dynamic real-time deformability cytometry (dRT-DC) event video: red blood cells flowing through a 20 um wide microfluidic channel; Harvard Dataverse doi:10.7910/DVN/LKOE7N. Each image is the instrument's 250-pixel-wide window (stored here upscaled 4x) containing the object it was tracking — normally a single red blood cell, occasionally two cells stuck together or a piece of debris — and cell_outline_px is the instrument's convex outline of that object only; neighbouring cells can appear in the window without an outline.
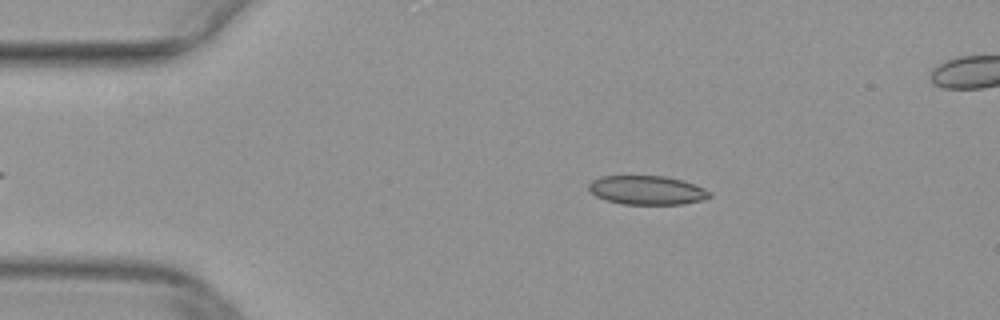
{"species": "common noctule bat (a hibernating species)", "species_latin": "Nyctalus noctula", "temperature_condition": "warm", "stored_images_in_passage": 34, "camera_frame_rate_fps": 3000, "um_per_image_px": 0.085, "animal": {"sex": "female", "body_mass_g": 29.2, "forearm_length_mm": 56.3}, "frame": {"image": 1, "passage_image": 1, "time_ms": 0.0, "image_size_px": [1000, 320], "cell_outline_px": [[712, 196], [704, 200], [684, 204], [624, 204], [608, 200], [596, 196], [588, 188], [588, 184], [592, 180], [600, 176], [664, 176], [696, 184], [712, 192]], "centroid_in_image_um": [55.04, 16.16], "position_along_channel_um": 30.0, "area_um2": 20.4}}
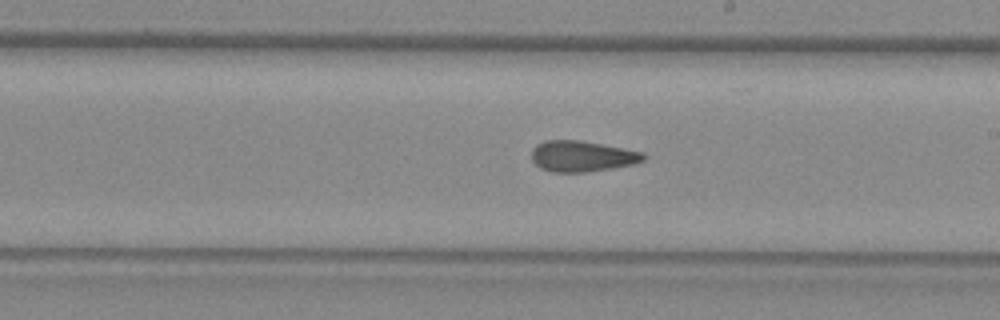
{"frame": {"image": 2, "passage_image": 20, "time_ms": 6.333, "image_size_px": [1000, 320], "cell_outline_px": [[644, 160], [632, 164], [584, 172], [552, 172], [540, 168], [532, 160], [532, 148], [536, 144], [544, 140], [580, 140], [644, 152]], "centroid_in_image_um": [49.42, 13.27], "position_along_channel_um": 239.6, "area_um2": 19.94}}
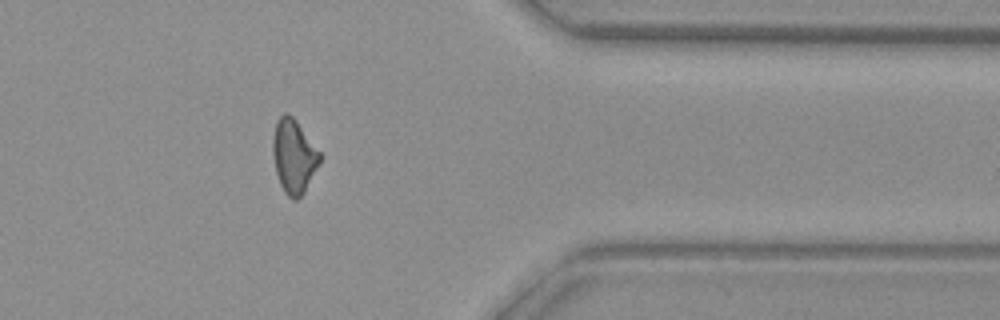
{"frame": {"image": 3, "passage_image": 32, "time_ms": 10.333, "image_size_px": [1000, 320], "cell_outline_px": [[320, 164], [304, 192], [296, 200], [292, 200], [284, 192], [280, 184], [276, 172], [272, 156], [272, 136], [276, 120], [284, 112], [288, 112], [296, 120], [320, 152]], "centroid_in_image_um": [24.95, 13.27], "position_along_channel_um": 386.5, "area_um2": 20.4}}